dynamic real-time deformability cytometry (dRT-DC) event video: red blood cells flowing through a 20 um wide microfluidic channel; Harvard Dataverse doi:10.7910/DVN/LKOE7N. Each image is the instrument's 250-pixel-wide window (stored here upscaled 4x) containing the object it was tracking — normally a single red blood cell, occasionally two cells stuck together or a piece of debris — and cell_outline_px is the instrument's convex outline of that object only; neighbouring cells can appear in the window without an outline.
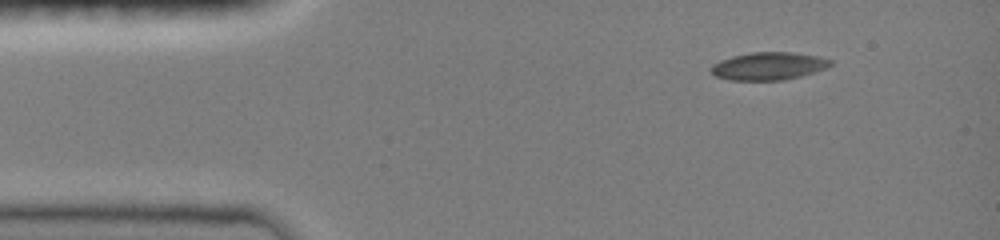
{"species": "common noctule bat (a hibernating species)", "species_latin": "Nyctalus noctula", "temperature_condition": "room temperature", "stored_images_in_passage": 22, "camera_frame_rate_fps": 3000, "um_per_image_px": 0.085, "animal": {"sex": "female", "body_mass_g": 19.0, "forearm_length_mm": 51.5}, "frame": {"image": 1, "passage_image": 1, "time_ms": 0.0, "image_size_px": [1000, 240], "cell_outline_px": [[832, 64], [824, 68], [800, 76], [784, 80], [732, 80], [716, 76], [708, 68], [712, 64], [720, 60], [732, 56], [752, 52], [792, 52], [820, 56], [832, 60]], "centroid_in_image_um": [65.3, 5.6], "position_along_channel_um": 19.7, "area_um2": 19.25}}
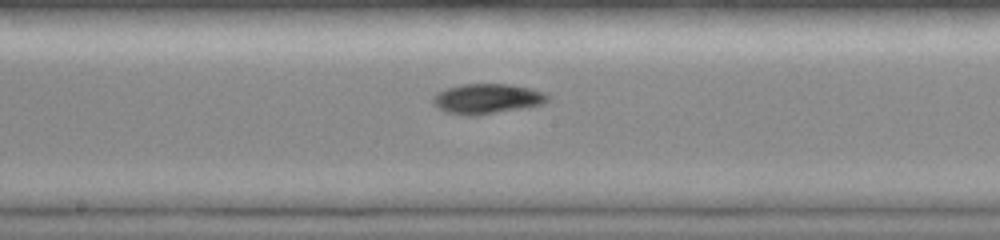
{"frame": {"image": 2, "passage_image": 13, "time_ms": 6.333, "image_size_px": [1000, 240], "cell_outline_px": [[548, 100], [544, 104], [528, 108], [476, 116], [464, 116], [448, 112], [432, 104], [432, 96], [436, 92], [444, 88], [460, 84], [508, 84], [528, 88], [544, 92], [548, 96]], "centroid_in_image_um": [41.37, 8.4], "position_along_channel_um": 206.8, "area_um2": 20.46}}
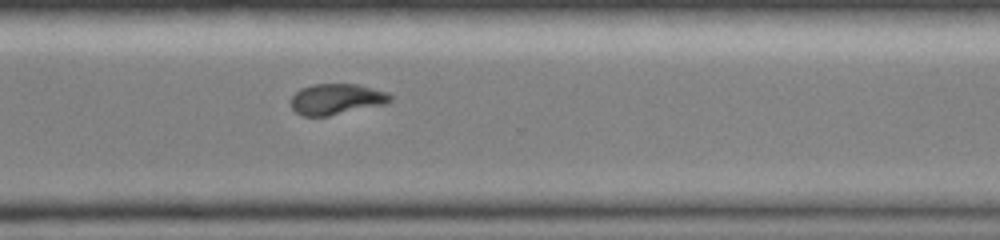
{"frame": {"image": 3, "passage_image": 22, "time_ms": 9.667, "image_size_px": [1000, 240], "cell_outline_px": [[392, 100], [384, 104], [328, 116], [304, 116], [296, 112], [292, 108], [292, 96], [300, 88], [312, 84], [356, 84], [388, 92], [392, 96]], "centroid_in_image_um": [28.6, 8.42], "position_along_channel_um": 342.0, "area_um2": 17.74}}